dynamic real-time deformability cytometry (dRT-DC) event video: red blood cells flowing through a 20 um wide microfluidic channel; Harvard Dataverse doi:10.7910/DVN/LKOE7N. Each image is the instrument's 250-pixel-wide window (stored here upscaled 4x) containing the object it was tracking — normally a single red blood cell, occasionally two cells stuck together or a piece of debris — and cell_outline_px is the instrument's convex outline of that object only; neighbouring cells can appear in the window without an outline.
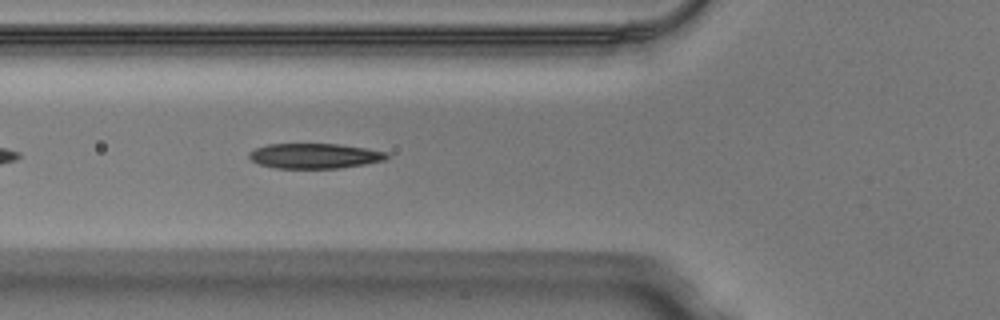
{"species": "Egyptian fruit bat (a non-hibernating species)", "species_latin": "Rousettus aegyptiacus", "temperature_condition": "warm", "stored_images_in_passage": 37, "camera_frame_rate_fps": 3000, "um_per_image_px": 0.085, "animal": {"sex": "male"}, "frame": {"image": 1, "passage_image": 5, "time_ms": 1.333, "image_size_px": [1000, 320], "cell_outline_px": [[388, 156], [384, 160], [364, 164], [340, 168], [276, 168], [260, 164], [252, 160], [248, 156], [248, 152], [256, 148], [268, 144], [336, 144], [364, 148], [388, 152]], "centroid_in_image_um": [26.72, 13.25], "position_along_channel_um": 99.1, "area_um2": 19.94}}
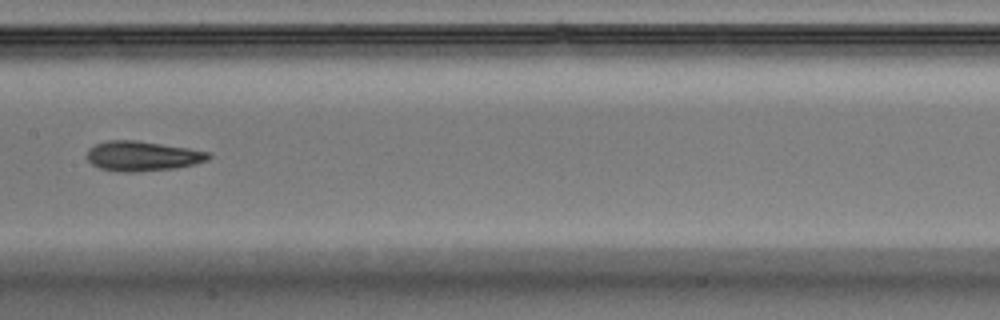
{"frame": {"image": 2, "passage_image": 12, "time_ms": 3.667, "image_size_px": [1000, 320], "cell_outline_px": [[212, 156], [208, 160], [196, 164], [172, 168], [136, 172], [120, 172], [100, 168], [92, 164], [88, 160], [88, 148], [96, 144], [108, 140], [136, 140], [188, 148], [212, 152]], "centroid_in_image_um": [12.13, 13.26], "position_along_channel_um": 195.3, "area_um2": 21.15}}
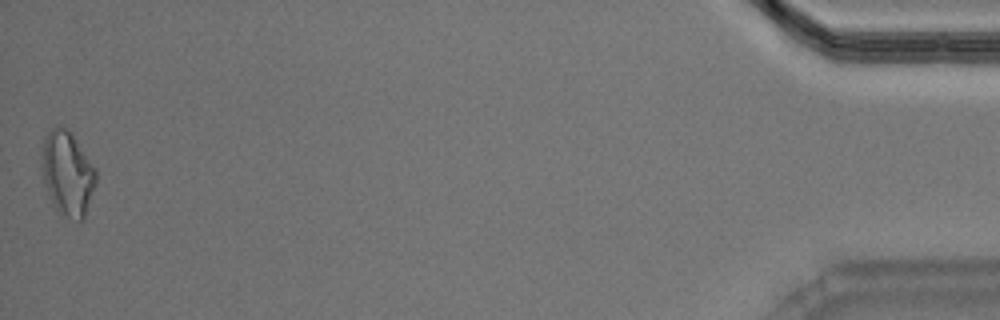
{"frame": {"image": 3, "passage_image": 36, "time_ms": 11.667, "image_size_px": [1000, 320], "cell_outline_px": [[96, 184], [84, 220], [80, 220], [68, 216], [60, 212], [52, 204], [44, 184], [44, 136], [56, 124], [68, 128], [72, 132], [96, 168]], "centroid_in_image_um": [5.78, 14.71], "position_along_channel_um": 429.4, "area_um2": 26.41}}